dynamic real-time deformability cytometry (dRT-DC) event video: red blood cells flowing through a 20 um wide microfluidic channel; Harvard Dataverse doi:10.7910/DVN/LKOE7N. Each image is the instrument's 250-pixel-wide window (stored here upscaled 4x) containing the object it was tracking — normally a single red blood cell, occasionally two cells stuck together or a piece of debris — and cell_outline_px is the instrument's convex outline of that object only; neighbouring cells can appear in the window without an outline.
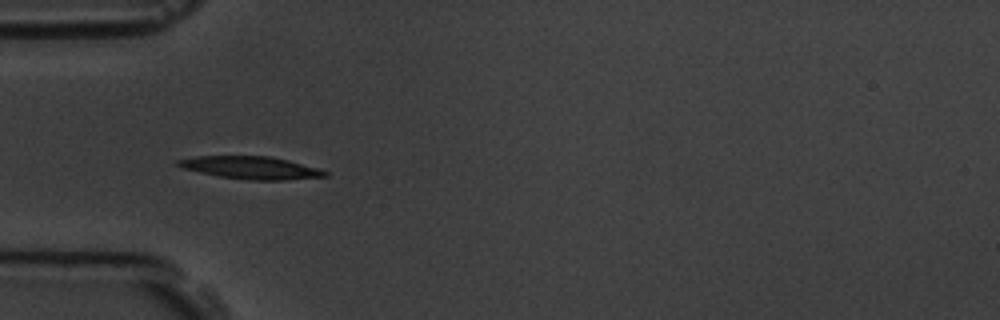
{"species": "common noctule bat (a hibernating species)", "species_latin": "Nyctalus noctula", "temperature_condition": "room temperature", "stored_images_in_passage": 2, "camera_frame_rate_fps": 3000, "um_per_image_px": 0.085, "animal": {"sex": "male", "body_mass_g": 19.5, "forearm_length_mm": 54.6}, "frame": {"image": 1, "passage_image": 1, "time_ms": 0.0, "image_size_px": [1000, 320], "cell_outline_px": [[328, 176], [284, 180], [252, 180], [220, 176], [200, 172], [184, 168], [176, 164], [176, 160], [196, 156], [272, 156], [320, 168], [328, 172]], "centroid_in_image_um": [21.38, 14.25], "position_along_channel_um": 63.6, "area_um2": 19.25}}
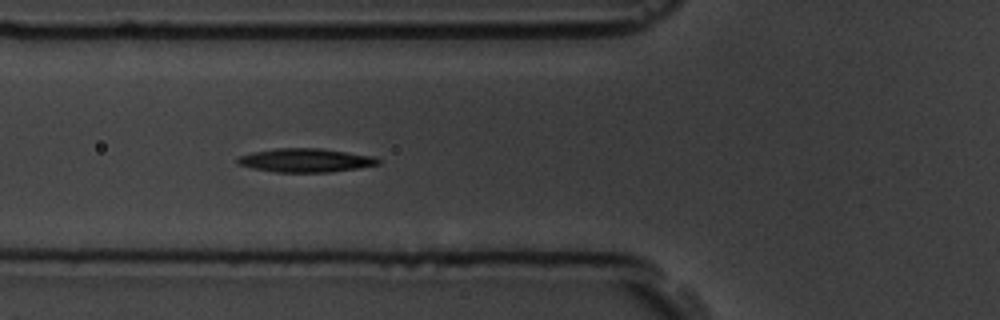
{"frame": {"image": 2, "passage_image": 2, "time_ms": 1.0, "image_size_px": [1000, 320], "cell_outline_px": [[380, 164], [356, 168], [328, 172], [276, 172], [252, 168], [236, 164], [236, 160], [240, 156], [252, 152], [276, 148], [320, 148], [372, 156], [380, 160]], "centroid_in_image_um": [25.92, 13.62], "position_along_channel_um": 99.9, "area_um2": 19.25}}